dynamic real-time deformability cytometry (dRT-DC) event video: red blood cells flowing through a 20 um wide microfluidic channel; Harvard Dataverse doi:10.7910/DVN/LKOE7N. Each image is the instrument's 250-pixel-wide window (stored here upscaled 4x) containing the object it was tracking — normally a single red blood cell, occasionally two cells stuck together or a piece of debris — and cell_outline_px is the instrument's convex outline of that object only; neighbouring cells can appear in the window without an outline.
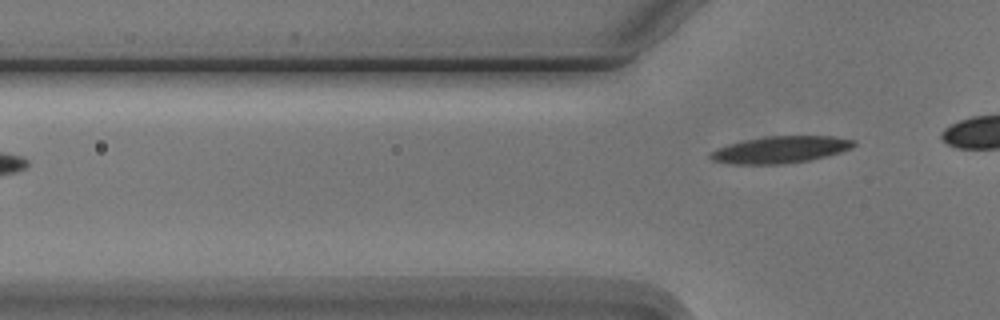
{"species": "Egyptian fruit bat (a non-hibernating species)", "species_latin": "Rousettus aegyptiacus", "temperature_condition": "cold", "stored_images_in_passage": 2, "camera_frame_rate_fps": 3000, "um_per_image_px": 0.085, "animal": {"sex": "male"}, "frame": {"image": 1, "passage_image": 2, "time_ms": 1.333, "image_size_px": [1000, 320], "cell_outline_px": [[856, 144], [852, 148], [840, 152], [808, 160], [784, 164], [732, 164], [712, 160], [708, 156], [716, 148], [728, 144], [768, 136], [832, 136], [856, 140]], "centroid_in_image_um": [66.35, 12.72], "position_along_channel_um": 59.5, "area_um2": 22.25}}